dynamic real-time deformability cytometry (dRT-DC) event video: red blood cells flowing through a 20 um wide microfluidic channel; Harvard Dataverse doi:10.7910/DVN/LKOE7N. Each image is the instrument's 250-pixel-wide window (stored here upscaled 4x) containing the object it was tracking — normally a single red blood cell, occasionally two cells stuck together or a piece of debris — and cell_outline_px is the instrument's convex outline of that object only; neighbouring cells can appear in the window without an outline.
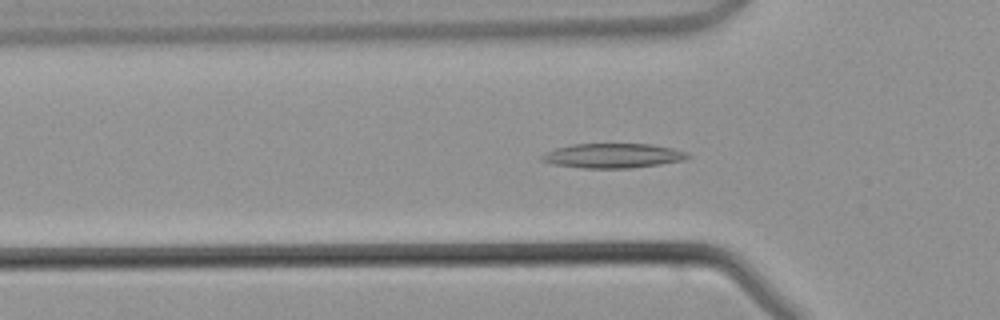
{"species": "common noctule bat (a hibernating species)", "species_latin": "Nyctalus noctula", "temperature_condition": "warm", "stored_images_in_passage": 44, "camera_frame_rate_fps": 3000, "um_per_image_px": 0.085, "animal": {"sex": "male", "body_mass_g": 21.5, "forearm_length_mm": 52.0}, "frame": {"image": 1, "passage_image": 13, "time_ms": 4.0, "image_size_px": [1000, 320], "cell_outline_px": [[692, 156], [684, 160], [660, 164], [632, 168], [584, 168], [556, 164], [540, 160], [540, 156], [544, 152], [556, 148], [572, 144], [652, 144], [672, 148], [688, 152]], "centroid_in_image_um": [52.12, 13.23], "position_along_channel_um": 73.7, "area_um2": 20.92}}
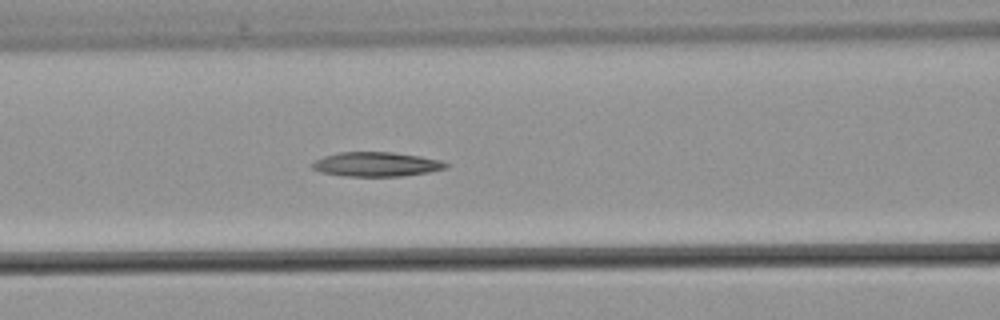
{"frame": {"image": 2, "passage_image": 17, "time_ms": 5.333, "image_size_px": [1000, 320], "cell_outline_px": [[448, 168], [428, 172], [404, 176], [340, 176], [320, 172], [312, 168], [312, 164], [316, 160], [324, 156], [340, 152], [392, 152], [420, 156], [440, 160], [448, 164]], "centroid_in_image_um": [31.99, 13.97], "position_along_channel_um": 134.6, "area_um2": 19.02}}
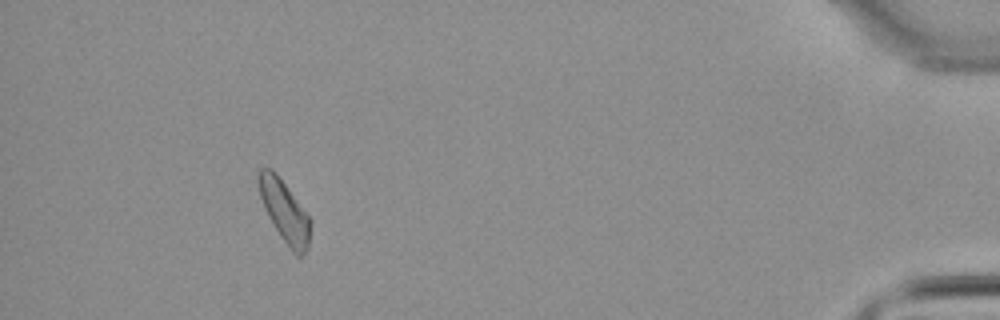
{"frame": {"image": 3, "passage_image": 40, "time_ms": 13.0, "image_size_px": [1000, 320], "cell_outline_px": [[312, 220], [308, 248], [300, 260], [292, 252], [280, 236], [268, 216], [264, 208], [260, 196], [256, 176], [260, 168], [272, 168], [276, 172]], "centroid_in_image_um": [24.19, 17.98], "position_along_channel_um": 411.0, "area_um2": 18.9}}